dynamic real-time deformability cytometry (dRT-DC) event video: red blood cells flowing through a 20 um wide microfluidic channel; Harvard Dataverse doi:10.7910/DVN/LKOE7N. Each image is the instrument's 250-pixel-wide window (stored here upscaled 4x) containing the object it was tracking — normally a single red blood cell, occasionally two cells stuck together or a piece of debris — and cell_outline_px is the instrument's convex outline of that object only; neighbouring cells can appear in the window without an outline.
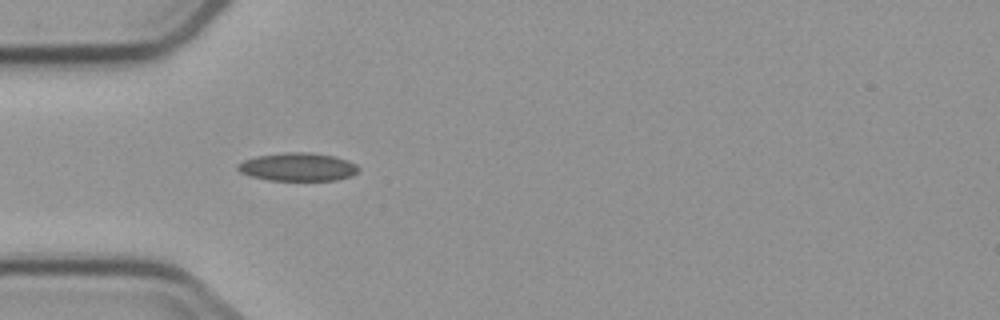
{"species": "common noctule bat (a hibernating species)", "species_latin": "Nyctalus noctula", "temperature_condition": "cold", "stored_images_in_passage": 5, "camera_frame_rate_fps": 3000, "um_per_image_px": 0.085, "animal": {"sex": "male", "body_mass_g": 23.1, "forearm_length_mm": 52.7}, "frame": {"image": 1, "passage_image": 4, "time_ms": 3.667, "image_size_px": [1000, 320], "cell_outline_px": [[360, 168], [352, 176], [336, 180], [268, 180], [252, 176], [240, 172], [236, 168], [236, 164], [244, 160], [256, 156], [284, 152], [308, 152], [332, 156], [356, 164]], "centroid_in_image_um": [25.28, 14.19], "position_along_channel_um": 59.7, "area_um2": 19.71}}
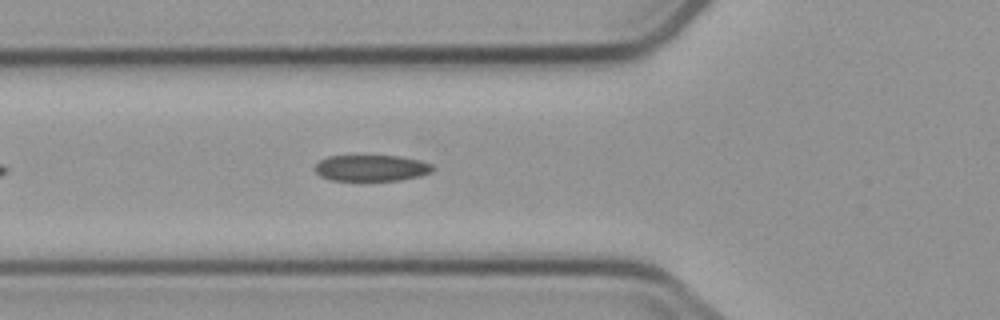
{"frame": {"image": 2, "passage_image": 5, "time_ms": 4.667, "image_size_px": [1000, 320], "cell_outline_px": [[432, 172], [420, 176], [400, 180], [332, 180], [320, 176], [316, 172], [316, 164], [320, 160], [328, 156], [400, 156], [420, 160], [432, 164]], "centroid_in_image_um": [31.58, 14.28], "position_along_channel_um": 94.2, "area_um2": 17.86}}